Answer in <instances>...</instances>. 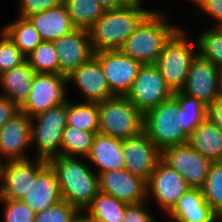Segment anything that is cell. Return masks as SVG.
Returning a JSON list of instances; mask_svg holds the SVG:
<instances>
[{
	"mask_svg": "<svg viewBox=\"0 0 222 222\" xmlns=\"http://www.w3.org/2000/svg\"><path fill=\"white\" fill-rule=\"evenodd\" d=\"M166 214L171 216L174 222H216L219 220V216L205 200L201 188H189Z\"/></svg>",
	"mask_w": 222,
	"mask_h": 222,
	"instance_id": "21",
	"label": "cell"
},
{
	"mask_svg": "<svg viewBox=\"0 0 222 222\" xmlns=\"http://www.w3.org/2000/svg\"><path fill=\"white\" fill-rule=\"evenodd\" d=\"M0 74L15 68L26 60V56L2 30L0 33Z\"/></svg>",
	"mask_w": 222,
	"mask_h": 222,
	"instance_id": "36",
	"label": "cell"
},
{
	"mask_svg": "<svg viewBox=\"0 0 222 222\" xmlns=\"http://www.w3.org/2000/svg\"><path fill=\"white\" fill-rule=\"evenodd\" d=\"M47 162L56 173L62 199L85 210L100 192L97 173L78 157L60 155Z\"/></svg>",
	"mask_w": 222,
	"mask_h": 222,
	"instance_id": "1",
	"label": "cell"
},
{
	"mask_svg": "<svg viewBox=\"0 0 222 222\" xmlns=\"http://www.w3.org/2000/svg\"><path fill=\"white\" fill-rule=\"evenodd\" d=\"M26 60L36 73L59 74L58 54L53 42L42 41Z\"/></svg>",
	"mask_w": 222,
	"mask_h": 222,
	"instance_id": "33",
	"label": "cell"
},
{
	"mask_svg": "<svg viewBox=\"0 0 222 222\" xmlns=\"http://www.w3.org/2000/svg\"><path fill=\"white\" fill-rule=\"evenodd\" d=\"M218 99L222 100V68L220 69V73H219Z\"/></svg>",
	"mask_w": 222,
	"mask_h": 222,
	"instance_id": "46",
	"label": "cell"
},
{
	"mask_svg": "<svg viewBox=\"0 0 222 222\" xmlns=\"http://www.w3.org/2000/svg\"><path fill=\"white\" fill-rule=\"evenodd\" d=\"M98 132L119 139L139 135L144 131V114L125 96H114L98 103Z\"/></svg>",
	"mask_w": 222,
	"mask_h": 222,
	"instance_id": "4",
	"label": "cell"
},
{
	"mask_svg": "<svg viewBox=\"0 0 222 222\" xmlns=\"http://www.w3.org/2000/svg\"><path fill=\"white\" fill-rule=\"evenodd\" d=\"M122 148L124 169L148 181L161 161L162 151L144 131L137 136L122 139Z\"/></svg>",
	"mask_w": 222,
	"mask_h": 222,
	"instance_id": "13",
	"label": "cell"
},
{
	"mask_svg": "<svg viewBox=\"0 0 222 222\" xmlns=\"http://www.w3.org/2000/svg\"><path fill=\"white\" fill-rule=\"evenodd\" d=\"M166 17L161 11H152L119 50L142 64H156L165 45L181 29Z\"/></svg>",
	"mask_w": 222,
	"mask_h": 222,
	"instance_id": "2",
	"label": "cell"
},
{
	"mask_svg": "<svg viewBox=\"0 0 222 222\" xmlns=\"http://www.w3.org/2000/svg\"><path fill=\"white\" fill-rule=\"evenodd\" d=\"M19 111L20 108L13 101L0 95V128Z\"/></svg>",
	"mask_w": 222,
	"mask_h": 222,
	"instance_id": "41",
	"label": "cell"
},
{
	"mask_svg": "<svg viewBox=\"0 0 222 222\" xmlns=\"http://www.w3.org/2000/svg\"><path fill=\"white\" fill-rule=\"evenodd\" d=\"M123 5H135V6H142L143 0H120Z\"/></svg>",
	"mask_w": 222,
	"mask_h": 222,
	"instance_id": "45",
	"label": "cell"
},
{
	"mask_svg": "<svg viewBox=\"0 0 222 222\" xmlns=\"http://www.w3.org/2000/svg\"><path fill=\"white\" fill-rule=\"evenodd\" d=\"M58 54L59 74L68 76L94 57L88 30L76 28L53 41Z\"/></svg>",
	"mask_w": 222,
	"mask_h": 222,
	"instance_id": "16",
	"label": "cell"
},
{
	"mask_svg": "<svg viewBox=\"0 0 222 222\" xmlns=\"http://www.w3.org/2000/svg\"><path fill=\"white\" fill-rule=\"evenodd\" d=\"M84 159L97 166V175L124 169L122 139L96 133L91 151Z\"/></svg>",
	"mask_w": 222,
	"mask_h": 222,
	"instance_id": "22",
	"label": "cell"
},
{
	"mask_svg": "<svg viewBox=\"0 0 222 222\" xmlns=\"http://www.w3.org/2000/svg\"><path fill=\"white\" fill-rule=\"evenodd\" d=\"M173 97L180 107V121L184 131L190 135L207 117L208 107L195 97L182 91L174 92Z\"/></svg>",
	"mask_w": 222,
	"mask_h": 222,
	"instance_id": "30",
	"label": "cell"
},
{
	"mask_svg": "<svg viewBox=\"0 0 222 222\" xmlns=\"http://www.w3.org/2000/svg\"><path fill=\"white\" fill-rule=\"evenodd\" d=\"M80 210L65 200L35 214L34 222H72Z\"/></svg>",
	"mask_w": 222,
	"mask_h": 222,
	"instance_id": "35",
	"label": "cell"
},
{
	"mask_svg": "<svg viewBox=\"0 0 222 222\" xmlns=\"http://www.w3.org/2000/svg\"><path fill=\"white\" fill-rule=\"evenodd\" d=\"M188 143L212 162L222 161V132L208 117L189 135Z\"/></svg>",
	"mask_w": 222,
	"mask_h": 222,
	"instance_id": "25",
	"label": "cell"
},
{
	"mask_svg": "<svg viewBox=\"0 0 222 222\" xmlns=\"http://www.w3.org/2000/svg\"><path fill=\"white\" fill-rule=\"evenodd\" d=\"M195 4L218 22L216 27H222V0H196Z\"/></svg>",
	"mask_w": 222,
	"mask_h": 222,
	"instance_id": "40",
	"label": "cell"
},
{
	"mask_svg": "<svg viewBox=\"0 0 222 222\" xmlns=\"http://www.w3.org/2000/svg\"><path fill=\"white\" fill-rule=\"evenodd\" d=\"M105 11L117 9L123 6L120 0H97Z\"/></svg>",
	"mask_w": 222,
	"mask_h": 222,
	"instance_id": "43",
	"label": "cell"
},
{
	"mask_svg": "<svg viewBox=\"0 0 222 222\" xmlns=\"http://www.w3.org/2000/svg\"><path fill=\"white\" fill-rule=\"evenodd\" d=\"M67 83H74L84 97V102H103L114 97L108 86L103 68L94 56L67 76Z\"/></svg>",
	"mask_w": 222,
	"mask_h": 222,
	"instance_id": "19",
	"label": "cell"
},
{
	"mask_svg": "<svg viewBox=\"0 0 222 222\" xmlns=\"http://www.w3.org/2000/svg\"><path fill=\"white\" fill-rule=\"evenodd\" d=\"M203 196L212 210L222 215V161L212 162L204 186Z\"/></svg>",
	"mask_w": 222,
	"mask_h": 222,
	"instance_id": "34",
	"label": "cell"
},
{
	"mask_svg": "<svg viewBox=\"0 0 222 222\" xmlns=\"http://www.w3.org/2000/svg\"><path fill=\"white\" fill-rule=\"evenodd\" d=\"M173 95L156 64H143L125 97L145 114Z\"/></svg>",
	"mask_w": 222,
	"mask_h": 222,
	"instance_id": "8",
	"label": "cell"
},
{
	"mask_svg": "<svg viewBox=\"0 0 222 222\" xmlns=\"http://www.w3.org/2000/svg\"><path fill=\"white\" fill-rule=\"evenodd\" d=\"M219 221H221V222H222V215L219 217Z\"/></svg>",
	"mask_w": 222,
	"mask_h": 222,
	"instance_id": "47",
	"label": "cell"
},
{
	"mask_svg": "<svg viewBox=\"0 0 222 222\" xmlns=\"http://www.w3.org/2000/svg\"><path fill=\"white\" fill-rule=\"evenodd\" d=\"M128 205L113 196L99 192L84 211L96 222H122Z\"/></svg>",
	"mask_w": 222,
	"mask_h": 222,
	"instance_id": "27",
	"label": "cell"
},
{
	"mask_svg": "<svg viewBox=\"0 0 222 222\" xmlns=\"http://www.w3.org/2000/svg\"><path fill=\"white\" fill-rule=\"evenodd\" d=\"M100 192L127 204H139L147 199V181L126 169L107 171L98 175Z\"/></svg>",
	"mask_w": 222,
	"mask_h": 222,
	"instance_id": "17",
	"label": "cell"
},
{
	"mask_svg": "<svg viewBox=\"0 0 222 222\" xmlns=\"http://www.w3.org/2000/svg\"><path fill=\"white\" fill-rule=\"evenodd\" d=\"M36 72L25 60L11 70L0 74V86L3 92L0 94L13 101L19 108L27 100Z\"/></svg>",
	"mask_w": 222,
	"mask_h": 222,
	"instance_id": "24",
	"label": "cell"
},
{
	"mask_svg": "<svg viewBox=\"0 0 222 222\" xmlns=\"http://www.w3.org/2000/svg\"><path fill=\"white\" fill-rule=\"evenodd\" d=\"M67 126L80 128L89 132L99 130V111L96 102L74 103L67 101Z\"/></svg>",
	"mask_w": 222,
	"mask_h": 222,
	"instance_id": "28",
	"label": "cell"
},
{
	"mask_svg": "<svg viewBox=\"0 0 222 222\" xmlns=\"http://www.w3.org/2000/svg\"><path fill=\"white\" fill-rule=\"evenodd\" d=\"M207 117L222 132V100L218 98L208 107Z\"/></svg>",
	"mask_w": 222,
	"mask_h": 222,
	"instance_id": "42",
	"label": "cell"
},
{
	"mask_svg": "<svg viewBox=\"0 0 222 222\" xmlns=\"http://www.w3.org/2000/svg\"><path fill=\"white\" fill-rule=\"evenodd\" d=\"M64 3L65 0H20L18 17L27 18Z\"/></svg>",
	"mask_w": 222,
	"mask_h": 222,
	"instance_id": "38",
	"label": "cell"
},
{
	"mask_svg": "<svg viewBox=\"0 0 222 222\" xmlns=\"http://www.w3.org/2000/svg\"><path fill=\"white\" fill-rule=\"evenodd\" d=\"M67 76L62 74L36 73L30 94L20 111L30 118L59 106L67 99Z\"/></svg>",
	"mask_w": 222,
	"mask_h": 222,
	"instance_id": "9",
	"label": "cell"
},
{
	"mask_svg": "<svg viewBox=\"0 0 222 222\" xmlns=\"http://www.w3.org/2000/svg\"><path fill=\"white\" fill-rule=\"evenodd\" d=\"M3 26V30L15 46L27 57L41 42L38 31L27 18L17 17Z\"/></svg>",
	"mask_w": 222,
	"mask_h": 222,
	"instance_id": "26",
	"label": "cell"
},
{
	"mask_svg": "<svg viewBox=\"0 0 222 222\" xmlns=\"http://www.w3.org/2000/svg\"><path fill=\"white\" fill-rule=\"evenodd\" d=\"M98 132H89L80 128L66 126L61 140L60 155L86 158Z\"/></svg>",
	"mask_w": 222,
	"mask_h": 222,
	"instance_id": "29",
	"label": "cell"
},
{
	"mask_svg": "<svg viewBox=\"0 0 222 222\" xmlns=\"http://www.w3.org/2000/svg\"><path fill=\"white\" fill-rule=\"evenodd\" d=\"M30 146L31 118L19 111L0 128V163L30 159Z\"/></svg>",
	"mask_w": 222,
	"mask_h": 222,
	"instance_id": "15",
	"label": "cell"
},
{
	"mask_svg": "<svg viewBox=\"0 0 222 222\" xmlns=\"http://www.w3.org/2000/svg\"><path fill=\"white\" fill-rule=\"evenodd\" d=\"M62 200L57 176L52 166L47 162L35 175L31 177V187L22 199L23 203L38 213L45 208Z\"/></svg>",
	"mask_w": 222,
	"mask_h": 222,
	"instance_id": "20",
	"label": "cell"
},
{
	"mask_svg": "<svg viewBox=\"0 0 222 222\" xmlns=\"http://www.w3.org/2000/svg\"><path fill=\"white\" fill-rule=\"evenodd\" d=\"M191 188L182 176L162 160L147 181V198L154 197L163 212H169Z\"/></svg>",
	"mask_w": 222,
	"mask_h": 222,
	"instance_id": "14",
	"label": "cell"
},
{
	"mask_svg": "<svg viewBox=\"0 0 222 222\" xmlns=\"http://www.w3.org/2000/svg\"><path fill=\"white\" fill-rule=\"evenodd\" d=\"M161 160L177 171L191 188L204 186L212 164L189 143L165 148Z\"/></svg>",
	"mask_w": 222,
	"mask_h": 222,
	"instance_id": "10",
	"label": "cell"
},
{
	"mask_svg": "<svg viewBox=\"0 0 222 222\" xmlns=\"http://www.w3.org/2000/svg\"><path fill=\"white\" fill-rule=\"evenodd\" d=\"M3 205L4 222H34L35 212L22 200L0 198Z\"/></svg>",
	"mask_w": 222,
	"mask_h": 222,
	"instance_id": "37",
	"label": "cell"
},
{
	"mask_svg": "<svg viewBox=\"0 0 222 222\" xmlns=\"http://www.w3.org/2000/svg\"><path fill=\"white\" fill-rule=\"evenodd\" d=\"M180 29L165 45L156 66L173 92L181 91L187 80L193 59L197 56V43L190 42L187 31ZM196 44V45H194Z\"/></svg>",
	"mask_w": 222,
	"mask_h": 222,
	"instance_id": "5",
	"label": "cell"
},
{
	"mask_svg": "<svg viewBox=\"0 0 222 222\" xmlns=\"http://www.w3.org/2000/svg\"><path fill=\"white\" fill-rule=\"evenodd\" d=\"M32 159L0 163V198L22 200L28 194L31 177L47 163L44 159Z\"/></svg>",
	"mask_w": 222,
	"mask_h": 222,
	"instance_id": "12",
	"label": "cell"
},
{
	"mask_svg": "<svg viewBox=\"0 0 222 222\" xmlns=\"http://www.w3.org/2000/svg\"><path fill=\"white\" fill-rule=\"evenodd\" d=\"M65 6L76 28L89 30L104 14L97 0H65Z\"/></svg>",
	"mask_w": 222,
	"mask_h": 222,
	"instance_id": "31",
	"label": "cell"
},
{
	"mask_svg": "<svg viewBox=\"0 0 222 222\" xmlns=\"http://www.w3.org/2000/svg\"><path fill=\"white\" fill-rule=\"evenodd\" d=\"M144 132L161 151L188 143L189 135L181 125L180 107L174 97L144 114Z\"/></svg>",
	"mask_w": 222,
	"mask_h": 222,
	"instance_id": "6",
	"label": "cell"
},
{
	"mask_svg": "<svg viewBox=\"0 0 222 222\" xmlns=\"http://www.w3.org/2000/svg\"><path fill=\"white\" fill-rule=\"evenodd\" d=\"M27 19L38 31L41 40L45 42H53L62 35L76 29L65 4L50 8L39 14L30 15Z\"/></svg>",
	"mask_w": 222,
	"mask_h": 222,
	"instance_id": "23",
	"label": "cell"
},
{
	"mask_svg": "<svg viewBox=\"0 0 222 222\" xmlns=\"http://www.w3.org/2000/svg\"><path fill=\"white\" fill-rule=\"evenodd\" d=\"M94 56L103 68L111 93L114 96H126L143 64L120 50L100 51Z\"/></svg>",
	"mask_w": 222,
	"mask_h": 222,
	"instance_id": "11",
	"label": "cell"
},
{
	"mask_svg": "<svg viewBox=\"0 0 222 222\" xmlns=\"http://www.w3.org/2000/svg\"><path fill=\"white\" fill-rule=\"evenodd\" d=\"M196 37L198 54L212 62L219 69L222 68V27L204 30Z\"/></svg>",
	"mask_w": 222,
	"mask_h": 222,
	"instance_id": "32",
	"label": "cell"
},
{
	"mask_svg": "<svg viewBox=\"0 0 222 222\" xmlns=\"http://www.w3.org/2000/svg\"><path fill=\"white\" fill-rule=\"evenodd\" d=\"M72 222H96L87 212L79 211Z\"/></svg>",
	"mask_w": 222,
	"mask_h": 222,
	"instance_id": "44",
	"label": "cell"
},
{
	"mask_svg": "<svg viewBox=\"0 0 222 222\" xmlns=\"http://www.w3.org/2000/svg\"><path fill=\"white\" fill-rule=\"evenodd\" d=\"M152 11L135 5L105 11L88 30L94 53L119 50Z\"/></svg>",
	"mask_w": 222,
	"mask_h": 222,
	"instance_id": "3",
	"label": "cell"
},
{
	"mask_svg": "<svg viewBox=\"0 0 222 222\" xmlns=\"http://www.w3.org/2000/svg\"><path fill=\"white\" fill-rule=\"evenodd\" d=\"M36 121V122H35ZM67 126V102L31 118V145L36 158L60 156L62 134Z\"/></svg>",
	"mask_w": 222,
	"mask_h": 222,
	"instance_id": "7",
	"label": "cell"
},
{
	"mask_svg": "<svg viewBox=\"0 0 222 222\" xmlns=\"http://www.w3.org/2000/svg\"><path fill=\"white\" fill-rule=\"evenodd\" d=\"M219 73L217 66L197 54L181 91L209 107L218 98Z\"/></svg>",
	"mask_w": 222,
	"mask_h": 222,
	"instance_id": "18",
	"label": "cell"
},
{
	"mask_svg": "<svg viewBox=\"0 0 222 222\" xmlns=\"http://www.w3.org/2000/svg\"><path fill=\"white\" fill-rule=\"evenodd\" d=\"M145 201L139 204H129L123 216L122 222H156L155 217L147 210V204Z\"/></svg>",
	"mask_w": 222,
	"mask_h": 222,
	"instance_id": "39",
	"label": "cell"
}]
</instances>
